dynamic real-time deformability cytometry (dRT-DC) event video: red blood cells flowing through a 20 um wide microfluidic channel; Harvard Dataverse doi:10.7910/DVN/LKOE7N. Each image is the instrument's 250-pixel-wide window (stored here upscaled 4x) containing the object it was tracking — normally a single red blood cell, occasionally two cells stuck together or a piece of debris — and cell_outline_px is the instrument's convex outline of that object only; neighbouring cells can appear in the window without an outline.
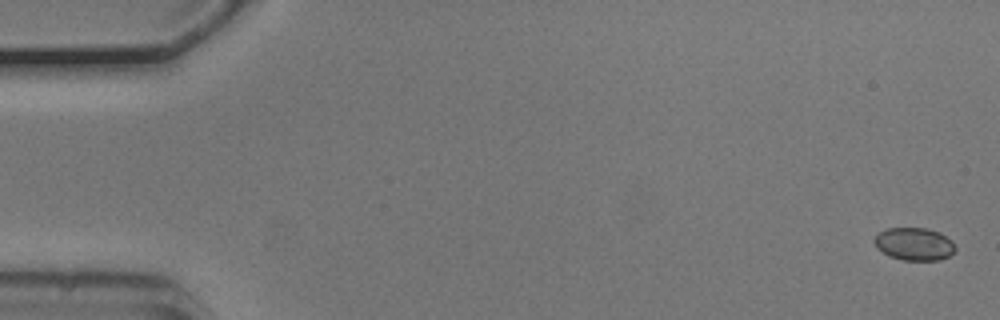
{"species": "common noctule bat (a hibernating species)", "species_latin": "Nyctalus noctula", "temperature_condition": "cold", "stored_images_in_passage": 54, "camera_frame_rate_fps": 3000, "um_per_image_px": 0.085, "animal": {"sex": "male", "body_mass_g": 20.5, "forearm_length_mm": 52.5}, "frame": {"image": 1, "passage_image": 1, "time_ms": 0.0, "image_size_px": [1000, 320], "cell_outline_px": [[956, 248], [948, 256], [940, 260], [904, 260], [888, 256], [876, 248], [872, 240], [880, 232], [888, 228], [928, 228], [940, 232], [952, 240]], "centroid_in_image_um": [77.7, 20.74], "position_along_channel_um": 7.3, "area_um2": 15.55}}
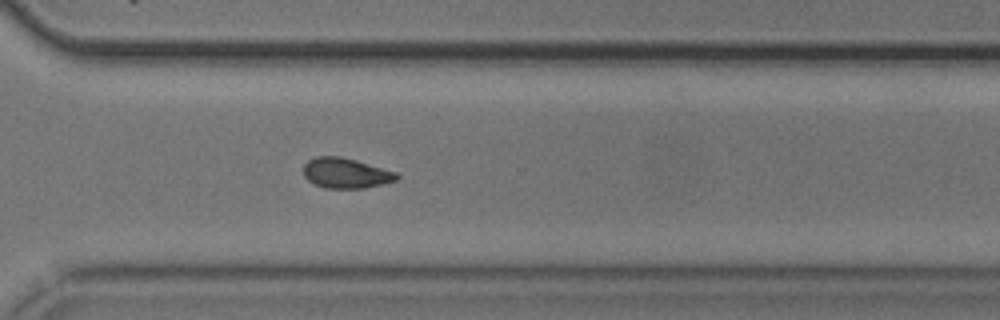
{"frame": {"image": 2, "passage_image": 39, "time_ms": 12.667, "image_size_px": [1000, 320], "cell_outline_px": [[400, 176], [396, 180], [364, 188], [324, 188], [308, 180], [304, 176], [304, 164], [308, 160], [316, 156], [340, 156], [356, 160], [396, 172]], "centroid_in_image_um": [29.37, 14.7], "position_along_channel_um": 341.2, "area_um2": 16.3}}
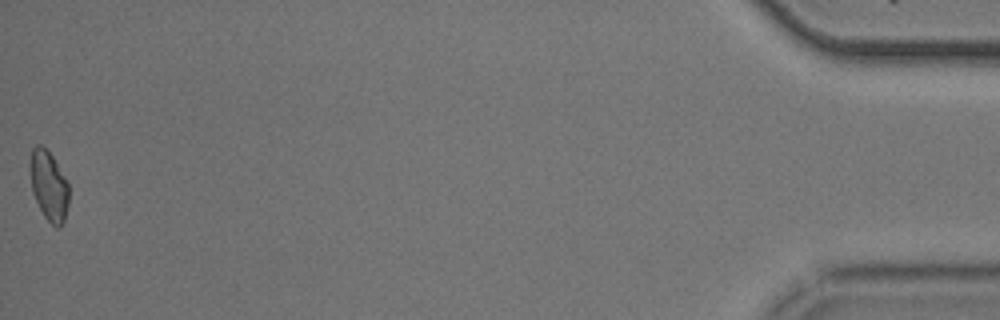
{"frame": {"image": 3, "passage_image": 54, "time_ms": 17.667, "image_size_px": [1000, 320], "cell_outline_px": [[68, 204], [64, 220], [60, 228], [56, 228], [44, 216], [32, 192], [28, 164], [32, 148], [36, 144], [40, 144], [52, 156], [68, 184]], "centroid_in_image_um": [4.11, 15.78], "position_along_channel_um": 431.1, "area_um2": 15.72}, "authors_computed_cell_mechanics": {"area_um2": 16.0395, "velocity_mm_per_s": 3.7541, "shape_relaxation_time_tau1_ms": 2.8088, "shape_relaxation_time_tau2_ms": 6.1153, "deformation_change_tau1": 0.0911, "deformation_change_tau2": 0.1004}}